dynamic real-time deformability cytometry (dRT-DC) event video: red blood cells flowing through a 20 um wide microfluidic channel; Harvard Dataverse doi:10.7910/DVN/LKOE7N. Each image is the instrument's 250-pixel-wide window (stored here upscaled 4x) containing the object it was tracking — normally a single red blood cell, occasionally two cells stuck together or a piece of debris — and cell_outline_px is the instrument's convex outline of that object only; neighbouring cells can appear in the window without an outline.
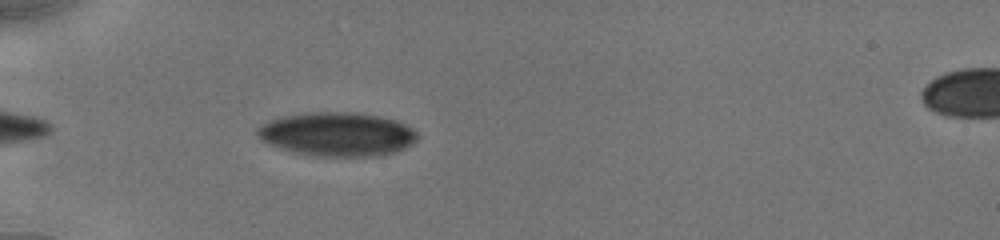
{"species": "human", "species_latin": "Homo sapiens", "temperature_condition": "cold", "stored_images_in_passage": 29, "camera_frame_rate_fps": 3000, "um_per_image_px": 0.085, "donor": {"sex": "male"}, "frame": {"image": 1, "passage_image": 1, "time_ms": 0.0, "image_size_px": [1000, 240], "cell_outline_px": [[416, 140], [404, 148], [396, 152], [380, 156], [316, 156], [292, 152], [268, 144], [260, 140], [256, 136], [256, 128], [260, 124], [268, 120], [284, 116], [312, 112], [352, 112], [380, 116], [396, 120], [412, 128], [416, 132]], "centroid_in_image_um": [28.61, 11.41], "position_along_channel_um": 56.4, "area_um2": 41.1}}
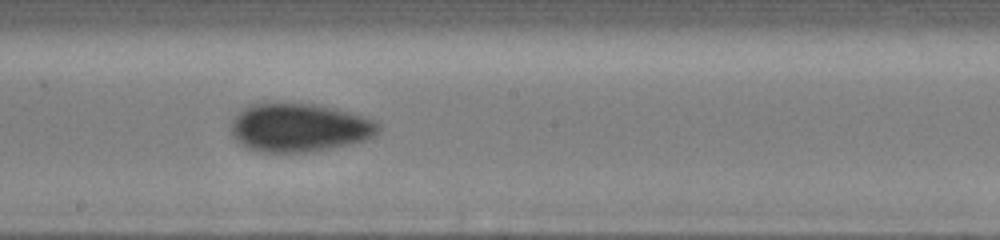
{"frame": {"image": 2, "passage_image": 10, "time_ms": 4.667, "image_size_px": [1000, 240], "cell_outline_px": [[380, 128], [372, 136], [364, 140], [352, 144], [312, 152], [260, 152], [248, 148], [240, 144], [232, 136], [232, 120], [244, 108], [252, 104], [312, 104], [332, 108], [348, 112], [372, 120], [380, 124]], "centroid_in_image_um": [25.42, 10.88], "position_along_channel_um": 222.8, "area_um2": 41.04}}
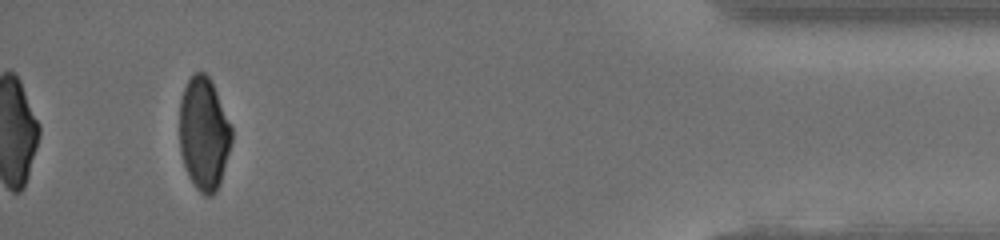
{"frame": {"image": 3, "passage_image": 24, "time_ms": 11.0, "image_size_px": [1000, 240], "cell_outline_px": [[232, 140], [220, 184], [216, 192], [212, 196], [204, 196], [196, 188], [188, 176], [180, 152], [180, 100], [184, 88], [188, 80], [196, 72], [204, 72], [208, 76], [216, 92], [232, 128]], "centroid_in_image_um": [17.32, 11.4], "position_along_channel_um": 417.9, "area_um2": 34.1}, "authors_computed_cell_mechanics": {"area_um2": 38.3214, "velocity_mm_per_s": 3.9347, "shape_relaxation_time_tau1_ms": 7.2782, "shape_relaxation_time_tau2_ms": 1.846, "deformation_change_tau1": 0.1436, "deformation_change_tau2": 0.0481}}